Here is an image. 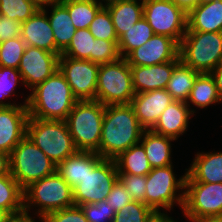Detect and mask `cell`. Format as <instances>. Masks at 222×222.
I'll list each match as a JSON object with an SVG mask.
<instances>
[{"label": "cell", "mask_w": 222, "mask_h": 222, "mask_svg": "<svg viewBox=\"0 0 222 222\" xmlns=\"http://www.w3.org/2000/svg\"><path fill=\"white\" fill-rule=\"evenodd\" d=\"M144 131L130 104L107 105L96 153L102 158L115 159L121 152L140 143Z\"/></svg>", "instance_id": "1"}, {"label": "cell", "mask_w": 222, "mask_h": 222, "mask_svg": "<svg viewBox=\"0 0 222 222\" xmlns=\"http://www.w3.org/2000/svg\"><path fill=\"white\" fill-rule=\"evenodd\" d=\"M31 90L27 103L29 118L65 121L78 101L60 70Z\"/></svg>", "instance_id": "2"}, {"label": "cell", "mask_w": 222, "mask_h": 222, "mask_svg": "<svg viewBox=\"0 0 222 222\" xmlns=\"http://www.w3.org/2000/svg\"><path fill=\"white\" fill-rule=\"evenodd\" d=\"M73 205V189L57 171L32 182L24 189V214L29 217L28 211L33 206L39 207L38 213L35 212L37 216L44 218L51 212Z\"/></svg>", "instance_id": "3"}, {"label": "cell", "mask_w": 222, "mask_h": 222, "mask_svg": "<svg viewBox=\"0 0 222 222\" xmlns=\"http://www.w3.org/2000/svg\"><path fill=\"white\" fill-rule=\"evenodd\" d=\"M96 100L77 101L65 120L78 151L97 152L105 112Z\"/></svg>", "instance_id": "4"}, {"label": "cell", "mask_w": 222, "mask_h": 222, "mask_svg": "<svg viewBox=\"0 0 222 222\" xmlns=\"http://www.w3.org/2000/svg\"><path fill=\"white\" fill-rule=\"evenodd\" d=\"M26 136L45 153L55 166L78 151L67 123L63 120L29 118Z\"/></svg>", "instance_id": "5"}, {"label": "cell", "mask_w": 222, "mask_h": 222, "mask_svg": "<svg viewBox=\"0 0 222 222\" xmlns=\"http://www.w3.org/2000/svg\"><path fill=\"white\" fill-rule=\"evenodd\" d=\"M180 60L198 73H211L222 62V32L186 31Z\"/></svg>", "instance_id": "6"}, {"label": "cell", "mask_w": 222, "mask_h": 222, "mask_svg": "<svg viewBox=\"0 0 222 222\" xmlns=\"http://www.w3.org/2000/svg\"><path fill=\"white\" fill-rule=\"evenodd\" d=\"M135 96L130 65L125 58L100 64L96 101L104 106L130 104Z\"/></svg>", "instance_id": "7"}, {"label": "cell", "mask_w": 222, "mask_h": 222, "mask_svg": "<svg viewBox=\"0 0 222 222\" xmlns=\"http://www.w3.org/2000/svg\"><path fill=\"white\" fill-rule=\"evenodd\" d=\"M55 164L27 136L10 154V174L25 189L56 171Z\"/></svg>", "instance_id": "8"}, {"label": "cell", "mask_w": 222, "mask_h": 222, "mask_svg": "<svg viewBox=\"0 0 222 222\" xmlns=\"http://www.w3.org/2000/svg\"><path fill=\"white\" fill-rule=\"evenodd\" d=\"M186 174L187 172L177 179L172 165L152 168L146 175L145 204L157 214H161L162 208L166 211L172 210L174 204H178L182 209L184 202V191L182 190L185 189ZM179 189H181V193Z\"/></svg>", "instance_id": "9"}, {"label": "cell", "mask_w": 222, "mask_h": 222, "mask_svg": "<svg viewBox=\"0 0 222 222\" xmlns=\"http://www.w3.org/2000/svg\"><path fill=\"white\" fill-rule=\"evenodd\" d=\"M143 18L154 34L169 36L178 44L187 31V13L171 0H143Z\"/></svg>", "instance_id": "10"}, {"label": "cell", "mask_w": 222, "mask_h": 222, "mask_svg": "<svg viewBox=\"0 0 222 222\" xmlns=\"http://www.w3.org/2000/svg\"><path fill=\"white\" fill-rule=\"evenodd\" d=\"M118 181L114 159L103 158L80 183L73 188V200L77 206L105 201Z\"/></svg>", "instance_id": "11"}, {"label": "cell", "mask_w": 222, "mask_h": 222, "mask_svg": "<svg viewBox=\"0 0 222 222\" xmlns=\"http://www.w3.org/2000/svg\"><path fill=\"white\" fill-rule=\"evenodd\" d=\"M182 211L187 220L222 217V183L185 181Z\"/></svg>", "instance_id": "12"}, {"label": "cell", "mask_w": 222, "mask_h": 222, "mask_svg": "<svg viewBox=\"0 0 222 222\" xmlns=\"http://www.w3.org/2000/svg\"><path fill=\"white\" fill-rule=\"evenodd\" d=\"M99 67L89 60L59 57V70L78 101L96 100Z\"/></svg>", "instance_id": "13"}, {"label": "cell", "mask_w": 222, "mask_h": 222, "mask_svg": "<svg viewBox=\"0 0 222 222\" xmlns=\"http://www.w3.org/2000/svg\"><path fill=\"white\" fill-rule=\"evenodd\" d=\"M59 57L56 53L26 46L18 67L22 84L31 90L37 84L44 82L59 70Z\"/></svg>", "instance_id": "14"}, {"label": "cell", "mask_w": 222, "mask_h": 222, "mask_svg": "<svg viewBox=\"0 0 222 222\" xmlns=\"http://www.w3.org/2000/svg\"><path fill=\"white\" fill-rule=\"evenodd\" d=\"M130 66H152L169 61H181L179 44L166 35L154 34L145 44L125 57Z\"/></svg>", "instance_id": "15"}, {"label": "cell", "mask_w": 222, "mask_h": 222, "mask_svg": "<svg viewBox=\"0 0 222 222\" xmlns=\"http://www.w3.org/2000/svg\"><path fill=\"white\" fill-rule=\"evenodd\" d=\"M27 106L0 108V151L11 154L27 134Z\"/></svg>", "instance_id": "16"}, {"label": "cell", "mask_w": 222, "mask_h": 222, "mask_svg": "<svg viewBox=\"0 0 222 222\" xmlns=\"http://www.w3.org/2000/svg\"><path fill=\"white\" fill-rule=\"evenodd\" d=\"M166 89L137 93L132 98V106L139 124L150 130L158 121L162 112L173 102Z\"/></svg>", "instance_id": "17"}, {"label": "cell", "mask_w": 222, "mask_h": 222, "mask_svg": "<svg viewBox=\"0 0 222 222\" xmlns=\"http://www.w3.org/2000/svg\"><path fill=\"white\" fill-rule=\"evenodd\" d=\"M47 13L46 6H44L27 21L22 22L20 37L26 43V46H34L56 53L55 38Z\"/></svg>", "instance_id": "18"}, {"label": "cell", "mask_w": 222, "mask_h": 222, "mask_svg": "<svg viewBox=\"0 0 222 222\" xmlns=\"http://www.w3.org/2000/svg\"><path fill=\"white\" fill-rule=\"evenodd\" d=\"M180 61H169L152 66H130L135 94L165 89L174 67Z\"/></svg>", "instance_id": "19"}, {"label": "cell", "mask_w": 222, "mask_h": 222, "mask_svg": "<svg viewBox=\"0 0 222 222\" xmlns=\"http://www.w3.org/2000/svg\"><path fill=\"white\" fill-rule=\"evenodd\" d=\"M196 113L188 104L173 101L160 115L156 124L150 129L156 134L177 140L188 129L189 119Z\"/></svg>", "instance_id": "20"}, {"label": "cell", "mask_w": 222, "mask_h": 222, "mask_svg": "<svg viewBox=\"0 0 222 222\" xmlns=\"http://www.w3.org/2000/svg\"><path fill=\"white\" fill-rule=\"evenodd\" d=\"M186 172L185 181L222 183V152H198Z\"/></svg>", "instance_id": "21"}, {"label": "cell", "mask_w": 222, "mask_h": 222, "mask_svg": "<svg viewBox=\"0 0 222 222\" xmlns=\"http://www.w3.org/2000/svg\"><path fill=\"white\" fill-rule=\"evenodd\" d=\"M102 159L96 152L77 151L62 161L56 171L73 189Z\"/></svg>", "instance_id": "22"}, {"label": "cell", "mask_w": 222, "mask_h": 222, "mask_svg": "<svg viewBox=\"0 0 222 222\" xmlns=\"http://www.w3.org/2000/svg\"><path fill=\"white\" fill-rule=\"evenodd\" d=\"M187 17V31L222 32V0L198 4Z\"/></svg>", "instance_id": "23"}, {"label": "cell", "mask_w": 222, "mask_h": 222, "mask_svg": "<svg viewBox=\"0 0 222 222\" xmlns=\"http://www.w3.org/2000/svg\"><path fill=\"white\" fill-rule=\"evenodd\" d=\"M116 0L104 6L111 14L112 23L118 39L135 23L143 18V0Z\"/></svg>", "instance_id": "24"}, {"label": "cell", "mask_w": 222, "mask_h": 222, "mask_svg": "<svg viewBox=\"0 0 222 222\" xmlns=\"http://www.w3.org/2000/svg\"><path fill=\"white\" fill-rule=\"evenodd\" d=\"M47 6L52 9L47 17L55 38L56 54L60 56L71 43L77 29L72 24L68 9L62 3L55 1Z\"/></svg>", "instance_id": "25"}, {"label": "cell", "mask_w": 222, "mask_h": 222, "mask_svg": "<svg viewBox=\"0 0 222 222\" xmlns=\"http://www.w3.org/2000/svg\"><path fill=\"white\" fill-rule=\"evenodd\" d=\"M171 141H175V139L156 134L151 130L143 132L140 143L144 147L152 168L173 165L171 160Z\"/></svg>", "instance_id": "26"}, {"label": "cell", "mask_w": 222, "mask_h": 222, "mask_svg": "<svg viewBox=\"0 0 222 222\" xmlns=\"http://www.w3.org/2000/svg\"><path fill=\"white\" fill-rule=\"evenodd\" d=\"M114 161L118 174L146 176L152 170L141 143L121 152Z\"/></svg>", "instance_id": "27"}, {"label": "cell", "mask_w": 222, "mask_h": 222, "mask_svg": "<svg viewBox=\"0 0 222 222\" xmlns=\"http://www.w3.org/2000/svg\"><path fill=\"white\" fill-rule=\"evenodd\" d=\"M0 210L12 217L24 214V189L11 174L0 176Z\"/></svg>", "instance_id": "28"}, {"label": "cell", "mask_w": 222, "mask_h": 222, "mask_svg": "<svg viewBox=\"0 0 222 222\" xmlns=\"http://www.w3.org/2000/svg\"><path fill=\"white\" fill-rule=\"evenodd\" d=\"M200 73L180 61L173 69L166 90L173 100L187 102L196 77Z\"/></svg>", "instance_id": "29"}, {"label": "cell", "mask_w": 222, "mask_h": 222, "mask_svg": "<svg viewBox=\"0 0 222 222\" xmlns=\"http://www.w3.org/2000/svg\"><path fill=\"white\" fill-rule=\"evenodd\" d=\"M198 108H206L212 104L222 102L219 98L215 81L210 73H200L193 84L187 99V104L190 103Z\"/></svg>", "instance_id": "30"}, {"label": "cell", "mask_w": 222, "mask_h": 222, "mask_svg": "<svg viewBox=\"0 0 222 222\" xmlns=\"http://www.w3.org/2000/svg\"><path fill=\"white\" fill-rule=\"evenodd\" d=\"M153 35L151 26L146 19L141 18L119 38L118 47L121 58H125L131 51L145 44Z\"/></svg>", "instance_id": "31"}, {"label": "cell", "mask_w": 222, "mask_h": 222, "mask_svg": "<svg viewBox=\"0 0 222 222\" xmlns=\"http://www.w3.org/2000/svg\"><path fill=\"white\" fill-rule=\"evenodd\" d=\"M69 12L74 27L78 29L89 28L95 15L104 6L93 0L79 1V2H65L62 3Z\"/></svg>", "instance_id": "32"}, {"label": "cell", "mask_w": 222, "mask_h": 222, "mask_svg": "<svg viewBox=\"0 0 222 222\" xmlns=\"http://www.w3.org/2000/svg\"><path fill=\"white\" fill-rule=\"evenodd\" d=\"M95 37L88 28L78 29L73 35L71 43L60 56L90 61V54H94Z\"/></svg>", "instance_id": "33"}, {"label": "cell", "mask_w": 222, "mask_h": 222, "mask_svg": "<svg viewBox=\"0 0 222 222\" xmlns=\"http://www.w3.org/2000/svg\"><path fill=\"white\" fill-rule=\"evenodd\" d=\"M39 9V6L29 0H1L0 15L22 23Z\"/></svg>", "instance_id": "34"}, {"label": "cell", "mask_w": 222, "mask_h": 222, "mask_svg": "<svg viewBox=\"0 0 222 222\" xmlns=\"http://www.w3.org/2000/svg\"><path fill=\"white\" fill-rule=\"evenodd\" d=\"M156 214L145 203L132 200L115 213L112 222H150Z\"/></svg>", "instance_id": "35"}, {"label": "cell", "mask_w": 222, "mask_h": 222, "mask_svg": "<svg viewBox=\"0 0 222 222\" xmlns=\"http://www.w3.org/2000/svg\"><path fill=\"white\" fill-rule=\"evenodd\" d=\"M25 48L20 36L0 42V66L18 69Z\"/></svg>", "instance_id": "36"}, {"label": "cell", "mask_w": 222, "mask_h": 222, "mask_svg": "<svg viewBox=\"0 0 222 222\" xmlns=\"http://www.w3.org/2000/svg\"><path fill=\"white\" fill-rule=\"evenodd\" d=\"M88 29L95 39L119 41L112 23L111 14L105 6L95 15Z\"/></svg>", "instance_id": "37"}, {"label": "cell", "mask_w": 222, "mask_h": 222, "mask_svg": "<svg viewBox=\"0 0 222 222\" xmlns=\"http://www.w3.org/2000/svg\"><path fill=\"white\" fill-rule=\"evenodd\" d=\"M22 81L20 72L18 69L10 68V67H2L0 66V108H8L12 106H27L28 96L24 100L23 104H14V103H5L3 102L4 98L14 95L16 85L19 81Z\"/></svg>", "instance_id": "38"}, {"label": "cell", "mask_w": 222, "mask_h": 222, "mask_svg": "<svg viewBox=\"0 0 222 222\" xmlns=\"http://www.w3.org/2000/svg\"><path fill=\"white\" fill-rule=\"evenodd\" d=\"M121 58L118 41L95 39L94 54H90V61L96 64H106Z\"/></svg>", "instance_id": "39"}, {"label": "cell", "mask_w": 222, "mask_h": 222, "mask_svg": "<svg viewBox=\"0 0 222 222\" xmlns=\"http://www.w3.org/2000/svg\"><path fill=\"white\" fill-rule=\"evenodd\" d=\"M118 180L129 192L133 201L145 203L146 176L118 174Z\"/></svg>", "instance_id": "40"}, {"label": "cell", "mask_w": 222, "mask_h": 222, "mask_svg": "<svg viewBox=\"0 0 222 222\" xmlns=\"http://www.w3.org/2000/svg\"><path fill=\"white\" fill-rule=\"evenodd\" d=\"M88 222H112L115 211L105 201L81 206Z\"/></svg>", "instance_id": "41"}, {"label": "cell", "mask_w": 222, "mask_h": 222, "mask_svg": "<svg viewBox=\"0 0 222 222\" xmlns=\"http://www.w3.org/2000/svg\"><path fill=\"white\" fill-rule=\"evenodd\" d=\"M46 222H88L81 206L73 205L55 212H51L44 217Z\"/></svg>", "instance_id": "42"}, {"label": "cell", "mask_w": 222, "mask_h": 222, "mask_svg": "<svg viewBox=\"0 0 222 222\" xmlns=\"http://www.w3.org/2000/svg\"><path fill=\"white\" fill-rule=\"evenodd\" d=\"M132 201L131 195L118 180L110 191L106 202L117 212Z\"/></svg>", "instance_id": "43"}, {"label": "cell", "mask_w": 222, "mask_h": 222, "mask_svg": "<svg viewBox=\"0 0 222 222\" xmlns=\"http://www.w3.org/2000/svg\"><path fill=\"white\" fill-rule=\"evenodd\" d=\"M21 35V23L0 15V42Z\"/></svg>", "instance_id": "44"}, {"label": "cell", "mask_w": 222, "mask_h": 222, "mask_svg": "<svg viewBox=\"0 0 222 222\" xmlns=\"http://www.w3.org/2000/svg\"><path fill=\"white\" fill-rule=\"evenodd\" d=\"M210 74L215 81L219 98L222 101V62Z\"/></svg>", "instance_id": "45"}, {"label": "cell", "mask_w": 222, "mask_h": 222, "mask_svg": "<svg viewBox=\"0 0 222 222\" xmlns=\"http://www.w3.org/2000/svg\"><path fill=\"white\" fill-rule=\"evenodd\" d=\"M10 174V155L0 151V176Z\"/></svg>", "instance_id": "46"}, {"label": "cell", "mask_w": 222, "mask_h": 222, "mask_svg": "<svg viewBox=\"0 0 222 222\" xmlns=\"http://www.w3.org/2000/svg\"><path fill=\"white\" fill-rule=\"evenodd\" d=\"M179 8L183 9L187 14L194 9L198 4L199 0H171Z\"/></svg>", "instance_id": "47"}, {"label": "cell", "mask_w": 222, "mask_h": 222, "mask_svg": "<svg viewBox=\"0 0 222 222\" xmlns=\"http://www.w3.org/2000/svg\"><path fill=\"white\" fill-rule=\"evenodd\" d=\"M164 211H162L161 214H156L150 222H177L175 220L172 219V217H169L167 215V213H163Z\"/></svg>", "instance_id": "48"}, {"label": "cell", "mask_w": 222, "mask_h": 222, "mask_svg": "<svg viewBox=\"0 0 222 222\" xmlns=\"http://www.w3.org/2000/svg\"><path fill=\"white\" fill-rule=\"evenodd\" d=\"M189 220L191 222H222V217H207V218H196Z\"/></svg>", "instance_id": "49"}, {"label": "cell", "mask_w": 222, "mask_h": 222, "mask_svg": "<svg viewBox=\"0 0 222 222\" xmlns=\"http://www.w3.org/2000/svg\"><path fill=\"white\" fill-rule=\"evenodd\" d=\"M29 1H33L37 6H39L40 8L46 6L50 3L55 2L56 0H29Z\"/></svg>", "instance_id": "50"}, {"label": "cell", "mask_w": 222, "mask_h": 222, "mask_svg": "<svg viewBox=\"0 0 222 222\" xmlns=\"http://www.w3.org/2000/svg\"><path fill=\"white\" fill-rule=\"evenodd\" d=\"M11 217L9 213L0 210V222H7Z\"/></svg>", "instance_id": "51"}, {"label": "cell", "mask_w": 222, "mask_h": 222, "mask_svg": "<svg viewBox=\"0 0 222 222\" xmlns=\"http://www.w3.org/2000/svg\"><path fill=\"white\" fill-rule=\"evenodd\" d=\"M35 219L32 217L27 216L26 214H22V222H35ZM41 222H46L44 218H40Z\"/></svg>", "instance_id": "52"}, {"label": "cell", "mask_w": 222, "mask_h": 222, "mask_svg": "<svg viewBox=\"0 0 222 222\" xmlns=\"http://www.w3.org/2000/svg\"><path fill=\"white\" fill-rule=\"evenodd\" d=\"M7 222H22V214L11 217Z\"/></svg>", "instance_id": "53"}, {"label": "cell", "mask_w": 222, "mask_h": 222, "mask_svg": "<svg viewBox=\"0 0 222 222\" xmlns=\"http://www.w3.org/2000/svg\"><path fill=\"white\" fill-rule=\"evenodd\" d=\"M59 3H65V2H79V1H88V0H56Z\"/></svg>", "instance_id": "54"}, {"label": "cell", "mask_w": 222, "mask_h": 222, "mask_svg": "<svg viewBox=\"0 0 222 222\" xmlns=\"http://www.w3.org/2000/svg\"><path fill=\"white\" fill-rule=\"evenodd\" d=\"M215 0H199V4H207V3H211Z\"/></svg>", "instance_id": "55"}, {"label": "cell", "mask_w": 222, "mask_h": 222, "mask_svg": "<svg viewBox=\"0 0 222 222\" xmlns=\"http://www.w3.org/2000/svg\"><path fill=\"white\" fill-rule=\"evenodd\" d=\"M93 1H96V2H99V3H105V4H107V3H110V2H113V1H116V0H102V1H100V0H93ZM106 1V2H105Z\"/></svg>", "instance_id": "56"}]
</instances>
